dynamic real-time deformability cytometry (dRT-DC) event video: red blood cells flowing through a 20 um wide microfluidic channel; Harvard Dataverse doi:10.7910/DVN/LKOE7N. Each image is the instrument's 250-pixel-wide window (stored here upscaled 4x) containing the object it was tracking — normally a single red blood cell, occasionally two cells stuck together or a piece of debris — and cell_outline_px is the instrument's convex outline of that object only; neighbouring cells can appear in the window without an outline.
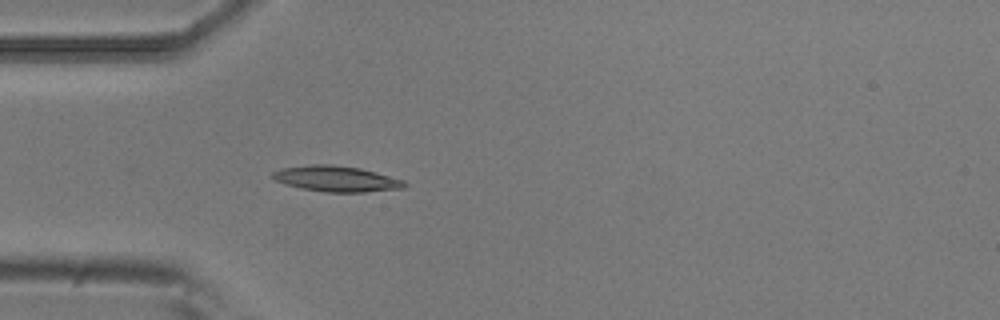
{"species": "common noctule bat (a hibernating species)", "species_latin": "Nyctalus noctula", "temperature_condition": "room temperature", "stored_images_in_passage": 1, "camera_frame_rate_fps": 3000, "um_per_image_px": 0.085, "animal": {"sex": "male", "body_mass_g": 20.5, "forearm_length_mm": 52.5}, "frame": {"image": 1, "passage_image": 1, "time_ms": 0.0, "image_size_px": [1000, 320], "cell_outline_px": [[408, 184], [404, 188], [364, 192], [324, 192], [300, 188], [284, 184], [268, 176], [272, 172], [284, 168], [312, 164], [332, 164], [360, 168], [404, 180]], "centroid_in_image_um": [28.57, 15.2], "position_along_channel_um": 56.4, "area_um2": 19.83}}